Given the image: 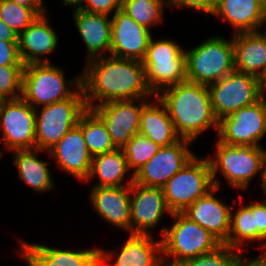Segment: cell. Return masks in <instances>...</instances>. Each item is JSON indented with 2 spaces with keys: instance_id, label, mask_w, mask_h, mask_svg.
I'll return each mask as SVG.
<instances>
[{
  "instance_id": "cell-1",
  "label": "cell",
  "mask_w": 266,
  "mask_h": 266,
  "mask_svg": "<svg viewBox=\"0 0 266 266\" xmlns=\"http://www.w3.org/2000/svg\"><path fill=\"white\" fill-rule=\"evenodd\" d=\"M86 62L80 74L87 109L110 101L155 97L146 83L142 61L107 55Z\"/></svg>"
},
{
  "instance_id": "cell-25",
  "label": "cell",
  "mask_w": 266,
  "mask_h": 266,
  "mask_svg": "<svg viewBox=\"0 0 266 266\" xmlns=\"http://www.w3.org/2000/svg\"><path fill=\"white\" fill-rule=\"evenodd\" d=\"M151 100L143 106L140 115L139 133L145 135L160 147L178 142L181 137L175 130L167 108L156 95Z\"/></svg>"
},
{
  "instance_id": "cell-46",
  "label": "cell",
  "mask_w": 266,
  "mask_h": 266,
  "mask_svg": "<svg viewBox=\"0 0 266 266\" xmlns=\"http://www.w3.org/2000/svg\"><path fill=\"white\" fill-rule=\"evenodd\" d=\"M260 80V87L262 90L263 95H266V70L264 71L263 75L261 76Z\"/></svg>"
},
{
  "instance_id": "cell-39",
  "label": "cell",
  "mask_w": 266,
  "mask_h": 266,
  "mask_svg": "<svg viewBox=\"0 0 266 266\" xmlns=\"http://www.w3.org/2000/svg\"><path fill=\"white\" fill-rule=\"evenodd\" d=\"M3 65H24L19 56L18 42L0 40V66Z\"/></svg>"
},
{
  "instance_id": "cell-27",
  "label": "cell",
  "mask_w": 266,
  "mask_h": 266,
  "mask_svg": "<svg viewBox=\"0 0 266 266\" xmlns=\"http://www.w3.org/2000/svg\"><path fill=\"white\" fill-rule=\"evenodd\" d=\"M131 171L122 149H115L111 152L98 154L92 157L91 170L89 177L85 181H90L96 176L99 181L92 187H121L131 186L134 182V174L129 177L125 184L124 180L127 173Z\"/></svg>"
},
{
  "instance_id": "cell-42",
  "label": "cell",
  "mask_w": 266,
  "mask_h": 266,
  "mask_svg": "<svg viewBox=\"0 0 266 266\" xmlns=\"http://www.w3.org/2000/svg\"><path fill=\"white\" fill-rule=\"evenodd\" d=\"M0 40L18 42V35L0 19Z\"/></svg>"
},
{
  "instance_id": "cell-21",
  "label": "cell",
  "mask_w": 266,
  "mask_h": 266,
  "mask_svg": "<svg viewBox=\"0 0 266 266\" xmlns=\"http://www.w3.org/2000/svg\"><path fill=\"white\" fill-rule=\"evenodd\" d=\"M18 249L22 259L28 266H86L98 253L99 248L75 251L71 249L53 248L23 240Z\"/></svg>"
},
{
  "instance_id": "cell-41",
  "label": "cell",
  "mask_w": 266,
  "mask_h": 266,
  "mask_svg": "<svg viewBox=\"0 0 266 266\" xmlns=\"http://www.w3.org/2000/svg\"><path fill=\"white\" fill-rule=\"evenodd\" d=\"M16 4L33 9L39 16L47 13V8L44 6L43 0H8Z\"/></svg>"
},
{
  "instance_id": "cell-13",
  "label": "cell",
  "mask_w": 266,
  "mask_h": 266,
  "mask_svg": "<svg viewBox=\"0 0 266 266\" xmlns=\"http://www.w3.org/2000/svg\"><path fill=\"white\" fill-rule=\"evenodd\" d=\"M148 100L110 101L91 108L105 124L116 149H122L135 134L139 133L140 115Z\"/></svg>"
},
{
  "instance_id": "cell-33",
  "label": "cell",
  "mask_w": 266,
  "mask_h": 266,
  "mask_svg": "<svg viewBox=\"0 0 266 266\" xmlns=\"http://www.w3.org/2000/svg\"><path fill=\"white\" fill-rule=\"evenodd\" d=\"M242 251L221 244L215 250L188 259L178 266H237L245 257Z\"/></svg>"
},
{
  "instance_id": "cell-31",
  "label": "cell",
  "mask_w": 266,
  "mask_h": 266,
  "mask_svg": "<svg viewBox=\"0 0 266 266\" xmlns=\"http://www.w3.org/2000/svg\"><path fill=\"white\" fill-rule=\"evenodd\" d=\"M165 7L167 0H121V10L148 30L162 23Z\"/></svg>"
},
{
  "instance_id": "cell-45",
  "label": "cell",
  "mask_w": 266,
  "mask_h": 266,
  "mask_svg": "<svg viewBox=\"0 0 266 266\" xmlns=\"http://www.w3.org/2000/svg\"><path fill=\"white\" fill-rule=\"evenodd\" d=\"M64 2L65 5H69L70 7L72 6L74 9L73 10H78L82 7L84 4V0H61Z\"/></svg>"
},
{
  "instance_id": "cell-20",
  "label": "cell",
  "mask_w": 266,
  "mask_h": 266,
  "mask_svg": "<svg viewBox=\"0 0 266 266\" xmlns=\"http://www.w3.org/2000/svg\"><path fill=\"white\" fill-rule=\"evenodd\" d=\"M131 186L92 187L89 199L102 219L131 234Z\"/></svg>"
},
{
  "instance_id": "cell-35",
  "label": "cell",
  "mask_w": 266,
  "mask_h": 266,
  "mask_svg": "<svg viewBox=\"0 0 266 266\" xmlns=\"http://www.w3.org/2000/svg\"><path fill=\"white\" fill-rule=\"evenodd\" d=\"M24 65L0 66V100L21 97Z\"/></svg>"
},
{
  "instance_id": "cell-7",
  "label": "cell",
  "mask_w": 266,
  "mask_h": 266,
  "mask_svg": "<svg viewBox=\"0 0 266 266\" xmlns=\"http://www.w3.org/2000/svg\"><path fill=\"white\" fill-rule=\"evenodd\" d=\"M142 63L146 83L154 95L187 80L185 50L176 41L151 37Z\"/></svg>"
},
{
  "instance_id": "cell-6",
  "label": "cell",
  "mask_w": 266,
  "mask_h": 266,
  "mask_svg": "<svg viewBox=\"0 0 266 266\" xmlns=\"http://www.w3.org/2000/svg\"><path fill=\"white\" fill-rule=\"evenodd\" d=\"M187 81L209 85L235 70L234 44L230 39L213 36L185 51Z\"/></svg>"
},
{
  "instance_id": "cell-47",
  "label": "cell",
  "mask_w": 266,
  "mask_h": 266,
  "mask_svg": "<svg viewBox=\"0 0 266 266\" xmlns=\"http://www.w3.org/2000/svg\"><path fill=\"white\" fill-rule=\"evenodd\" d=\"M265 23V30L262 32L265 36H266V12H265V16L263 19V24Z\"/></svg>"
},
{
  "instance_id": "cell-32",
  "label": "cell",
  "mask_w": 266,
  "mask_h": 266,
  "mask_svg": "<svg viewBox=\"0 0 266 266\" xmlns=\"http://www.w3.org/2000/svg\"><path fill=\"white\" fill-rule=\"evenodd\" d=\"M160 149V146L154 143L141 133L135 134L132 139L122 148L129 169L133 174L145 165Z\"/></svg>"
},
{
  "instance_id": "cell-36",
  "label": "cell",
  "mask_w": 266,
  "mask_h": 266,
  "mask_svg": "<svg viewBox=\"0 0 266 266\" xmlns=\"http://www.w3.org/2000/svg\"><path fill=\"white\" fill-rule=\"evenodd\" d=\"M266 200L264 202H252L248 206L252 209L256 221V241L260 244L259 250L262 255L266 252ZM264 242L261 244V242Z\"/></svg>"
},
{
  "instance_id": "cell-26",
  "label": "cell",
  "mask_w": 266,
  "mask_h": 266,
  "mask_svg": "<svg viewBox=\"0 0 266 266\" xmlns=\"http://www.w3.org/2000/svg\"><path fill=\"white\" fill-rule=\"evenodd\" d=\"M115 261L108 266H164L162 241L152 235L129 234Z\"/></svg>"
},
{
  "instance_id": "cell-29",
  "label": "cell",
  "mask_w": 266,
  "mask_h": 266,
  "mask_svg": "<svg viewBox=\"0 0 266 266\" xmlns=\"http://www.w3.org/2000/svg\"><path fill=\"white\" fill-rule=\"evenodd\" d=\"M77 125L82 129L86 146L92 157L116 149L105 124L91 109H87L80 116Z\"/></svg>"
},
{
  "instance_id": "cell-19",
  "label": "cell",
  "mask_w": 266,
  "mask_h": 266,
  "mask_svg": "<svg viewBox=\"0 0 266 266\" xmlns=\"http://www.w3.org/2000/svg\"><path fill=\"white\" fill-rule=\"evenodd\" d=\"M49 19L47 13L38 16L26 30L18 35V51L24 65L51 63L45 55L56 50L59 36L50 26Z\"/></svg>"
},
{
  "instance_id": "cell-11",
  "label": "cell",
  "mask_w": 266,
  "mask_h": 266,
  "mask_svg": "<svg viewBox=\"0 0 266 266\" xmlns=\"http://www.w3.org/2000/svg\"><path fill=\"white\" fill-rule=\"evenodd\" d=\"M218 140L229 145L261 146L266 134V96L218 121Z\"/></svg>"
},
{
  "instance_id": "cell-16",
  "label": "cell",
  "mask_w": 266,
  "mask_h": 266,
  "mask_svg": "<svg viewBox=\"0 0 266 266\" xmlns=\"http://www.w3.org/2000/svg\"><path fill=\"white\" fill-rule=\"evenodd\" d=\"M112 16L110 55L142 61L152 37L151 31L139 25L121 9Z\"/></svg>"
},
{
  "instance_id": "cell-28",
  "label": "cell",
  "mask_w": 266,
  "mask_h": 266,
  "mask_svg": "<svg viewBox=\"0 0 266 266\" xmlns=\"http://www.w3.org/2000/svg\"><path fill=\"white\" fill-rule=\"evenodd\" d=\"M12 152L13 164L17 168L19 179L39 194L54 189L51 171L47 166L49 163L38 158L39 153H48L47 151L35 148Z\"/></svg>"
},
{
  "instance_id": "cell-2",
  "label": "cell",
  "mask_w": 266,
  "mask_h": 266,
  "mask_svg": "<svg viewBox=\"0 0 266 266\" xmlns=\"http://www.w3.org/2000/svg\"><path fill=\"white\" fill-rule=\"evenodd\" d=\"M165 105L177 134L195 141L209 128L218 130L207 85L184 81L162 89L157 95Z\"/></svg>"
},
{
  "instance_id": "cell-48",
  "label": "cell",
  "mask_w": 266,
  "mask_h": 266,
  "mask_svg": "<svg viewBox=\"0 0 266 266\" xmlns=\"http://www.w3.org/2000/svg\"><path fill=\"white\" fill-rule=\"evenodd\" d=\"M0 143H1V139H0ZM3 155V153H2V149H1V151H0V157Z\"/></svg>"
},
{
  "instance_id": "cell-40",
  "label": "cell",
  "mask_w": 266,
  "mask_h": 266,
  "mask_svg": "<svg viewBox=\"0 0 266 266\" xmlns=\"http://www.w3.org/2000/svg\"><path fill=\"white\" fill-rule=\"evenodd\" d=\"M115 254L111 251H105L103 248H99L98 253L89 261L86 266H108L109 261L113 260Z\"/></svg>"
},
{
  "instance_id": "cell-22",
  "label": "cell",
  "mask_w": 266,
  "mask_h": 266,
  "mask_svg": "<svg viewBox=\"0 0 266 266\" xmlns=\"http://www.w3.org/2000/svg\"><path fill=\"white\" fill-rule=\"evenodd\" d=\"M266 12V4L261 0H217L211 14L227 22L234 34L260 31Z\"/></svg>"
},
{
  "instance_id": "cell-3",
  "label": "cell",
  "mask_w": 266,
  "mask_h": 266,
  "mask_svg": "<svg viewBox=\"0 0 266 266\" xmlns=\"http://www.w3.org/2000/svg\"><path fill=\"white\" fill-rule=\"evenodd\" d=\"M170 216L174 224L171 228L164 226L160 231L164 266H178L188 259L211 252L222 244L182 212H175Z\"/></svg>"
},
{
  "instance_id": "cell-24",
  "label": "cell",
  "mask_w": 266,
  "mask_h": 266,
  "mask_svg": "<svg viewBox=\"0 0 266 266\" xmlns=\"http://www.w3.org/2000/svg\"><path fill=\"white\" fill-rule=\"evenodd\" d=\"M261 31L236 33L232 37L235 70L259 79L266 70V36Z\"/></svg>"
},
{
  "instance_id": "cell-18",
  "label": "cell",
  "mask_w": 266,
  "mask_h": 266,
  "mask_svg": "<svg viewBox=\"0 0 266 266\" xmlns=\"http://www.w3.org/2000/svg\"><path fill=\"white\" fill-rule=\"evenodd\" d=\"M60 169L81 182L89 177L92 155L89 153L82 129L76 125L48 151Z\"/></svg>"
},
{
  "instance_id": "cell-34",
  "label": "cell",
  "mask_w": 266,
  "mask_h": 266,
  "mask_svg": "<svg viewBox=\"0 0 266 266\" xmlns=\"http://www.w3.org/2000/svg\"><path fill=\"white\" fill-rule=\"evenodd\" d=\"M39 15L31 8L0 0V19L17 35L26 30Z\"/></svg>"
},
{
  "instance_id": "cell-9",
  "label": "cell",
  "mask_w": 266,
  "mask_h": 266,
  "mask_svg": "<svg viewBox=\"0 0 266 266\" xmlns=\"http://www.w3.org/2000/svg\"><path fill=\"white\" fill-rule=\"evenodd\" d=\"M214 187L209 161L194 156L162 187L165 202L172 212H183Z\"/></svg>"
},
{
  "instance_id": "cell-8",
  "label": "cell",
  "mask_w": 266,
  "mask_h": 266,
  "mask_svg": "<svg viewBox=\"0 0 266 266\" xmlns=\"http://www.w3.org/2000/svg\"><path fill=\"white\" fill-rule=\"evenodd\" d=\"M35 109L36 149L51 150L87 110L82 88L72 97Z\"/></svg>"
},
{
  "instance_id": "cell-23",
  "label": "cell",
  "mask_w": 266,
  "mask_h": 266,
  "mask_svg": "<svg viewBox=\"0 0 266 266\" xmlns=\"http://www.w3.org/2000/svg\"><path fill=\"white\" fill-rule=\"evenodd\" d=\"M106 14L88 13L83 10H73L76 28L85 43L87 61L110 54L111 48V18Z\"/></svg>"
},
{
  "instance_id": "cell-17",
  "label": "cell",
  "mask_w": 266,
  "mask_h": 266,
  "mask_svg": "<svg viewBox=\"0 0 266 266\" xmlns=\"http://www.w3.org/2000/svg\"><path fill=\"white\" fill-rule=\"evenodd\" d=\"M219 187L214 186L205 195L198 198L182 213L191 221L205 228L222 244H224L230 231L231 207L224 204L215 193Z\"/></svg>"
},
{
  "instance_id": "cell-14",
  "label": "cell",
  "mask_w": 266,
  "mask_h": 266,
  "mask_svg": "<svg viewBox=\"0 0 266 266\" xmlns=\"http://www.w3.org/2000/svg\"><path fill=\"white\" fill-rule=\"evenodd\" d=\"M190 144L192 141L181 138L172 145L160 147L158 152L134 173V182L162 188L195 156L189 150Z\"/></svg>"
},
{
  "instance_id": "cell-10",
  "label": "cell",
  "mask_w": 266,
  "mask_h": 266,
  "mask_svg": "<svg viewBox=\"0 0 266 266\" xmlns=\"http://www.w3.org/2000/svg\"><path fill=\"white\" fill-rule=\"evenodd\" d=\"M208 89L213 112L218 120L254 104L264 96L259 78L236 70L209 84Z\"/></svg>"
},
{
  "instance_id": "cell-30",
  "label": "cell",
  "mask_w": 266,
  "mask_h": 266,
  "mask_svg": "<svg viewBox=\"0 0 266 266\" xmlns=\"http://www.w3.org/2000/svg\"><path fill=\"white\" fill-rule=\"evenodd\" d=\"M243 206V207H242ZM233 214L231 209L230 231L227 241L224 243L229 247L243 251L242 245L246 241H256V221L252 209L242 205Z\"/></svg>"
},
{
  "instance_id": "cell-5",
  "label": "cell",
  "mask_w": 266,
  "mask_h": 266,
  "mask_svg": "<svg viewBox=\"0 0 266 266\" xmlns=\"http://www.w3.org/2000/svg\"><path fill=\"white\" fill-rule=\"evenodd\" d=\"M216 155L207 157L213 184L221 188L217 173L220 172L233 188L246 190L251 180L261 172L262 146L229 145L217 139Z\"/></svg>"
},
{
  "instance_id": "cell-37",
  "label": "cell",
  "mask_w": 266,
  "mask_h": 266,
  "mask_svg": "<svg viewBox=\"0 0 266 266\" xmlns=\"http://www.w3.org/2000/svg\"><path fill=\"white\" fill-rule=\"evenodd\" d=\"M80 10L88 13L106 14L116 12L121 9V0H84Z\"/></svg>"
},
{
  "instance_id": "cell-43",
  "label": "cell",
  "mask_w": 266,
  "mask_h": 266,
  "mask_svg": "<svg viewBox=\"0 0 266 266\" xmlns=\"http://www.w3.org/2000/svg\"><path fill=\"white\" fill-rule=\"evenodd\" d=\"M255 257V258H254ZM253 258H243L237 266H266V258L262 255L254 256Z\"/></svg>"
},
{
  "instance_id": "cell-15",
  "label": "cell",
  "mask_w": 266,
  "mask_h": 266,
  "mask_svg": "<svg viewBox=\"0 0 266 266\" xmlns=\"http://www.w3.org/2000/svg\"><path fill=\"white\" fill-rule=\"evenodd\" d=\"M131 234L152 235L168 209L162 188L144 186L133 182L130 194Z\"/></svg>"
},
{
  "instance_id": "cell-38",
  "label": "cell",
  "mask_w": 266,
  "mask_h": 266,
  "mask_svg": "<svg viewBox=\"0 0 266 266\" xmlns=\"http://www.w3.org/2000/svg\"><path fill=\"white\" fill-rule=\"evenodd\" d=\"M167 2L169 8L187 7L211 15L216 7L217 0H167Z\"/></svg>"
},
{
  "instance_id": "cell-44",
  "label": "cell",
  "mask_w": 266,
  "mask_h": 266,
  "mask_svg": "<svg viewBox=\"0 0 266 266\" xmlns=\"http://www.w3.org/2000/svg\"><path fill=\"white\" fill-rule=\"evenodd\" d=\"M260 186L266 196V149L263 148L261 157V172H260Z\"/></svg>"
},
{
  "instance_id": "cell-12",
  "label": "cell",
  "mask_w": 266,
  "mask_h": 266,
  "mask_svg": "<svg viewBox=\"0 0 266 266\" xmlns=\"http://www.w3.org/2000/svg\"><path fill=\"white\" fill-rule=\"evenodd\" d=\"M35 119V109L22 97L0 100V139L3 146L10 151L35 149Z\"/></svg>"
},
{
  "instance_id": "cell-4",
  "label": "cell",
  "mask_w": 266,
  "mask_h": 266,
  "mask_svg": "<svg viewBox=\"0 0 266 266\" xmlns=\"http://www.w3.org/2000/svg\"><path fill=\"white\" fill-rule=\"evenodd\" d=\"M70 88V89H69ZM81 88V74L68 80L52 63L24 65L21 97L34 109L72 97Z\"/></svg>"
}]
</instances>
